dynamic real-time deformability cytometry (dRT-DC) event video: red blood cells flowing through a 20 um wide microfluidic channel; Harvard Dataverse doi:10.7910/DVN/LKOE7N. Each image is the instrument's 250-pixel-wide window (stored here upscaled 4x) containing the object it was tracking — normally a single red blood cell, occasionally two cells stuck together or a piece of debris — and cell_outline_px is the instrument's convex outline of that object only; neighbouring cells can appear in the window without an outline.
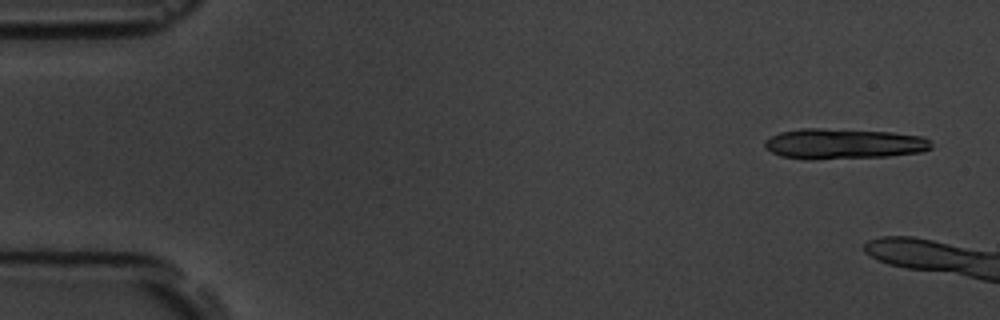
{"species": "common noctule bat (a hibernating species)", "species_latin": "Nyctalus noctula", "temperature_condition": "room temperature", "stored_images_in_passage": 3, "camera_frame_rate_fps": 3000, "um_per_image_px": 0.085, "animal": {"sex": "male", "body_mass_g": 19.5, "forearm_length_mm": 54.6}, "frame": {"image": 1, "passage_image": 1, "time_ms": 0.0, "image_size_px": [1000, 320], "cell_outline_px": [[932, 148], [920, 152], [888, 156], [812, 160], [808, 160], [780, 156], [764, 148], [764, 140], [780, 132], [800, 128], [820, 128], [892, 132], [924, 136], [932, 140]], "centroid_in_image_um": [71.7, 12.22], "position_along_channel_um": 13.3, "area_um2": 29.94}}